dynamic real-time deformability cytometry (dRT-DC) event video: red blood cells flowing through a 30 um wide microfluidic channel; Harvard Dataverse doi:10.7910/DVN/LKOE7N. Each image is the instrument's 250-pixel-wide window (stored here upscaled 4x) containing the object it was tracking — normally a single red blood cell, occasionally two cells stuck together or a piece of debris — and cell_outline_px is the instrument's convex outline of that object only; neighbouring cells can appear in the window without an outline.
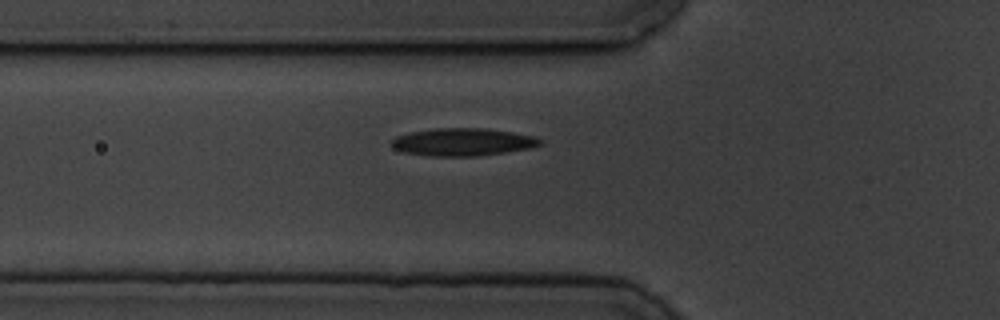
{"species": "common noctule bat (a hibernating species)", "species_latin": "Nyctalus noctula", "temperature_condition": "cold", "stored_images_in_passage": 3, "camera_frame_rate_fps": 3000, "um_per_image_px": 0.085, "animal": {"sex": "male", "body_mass_g": 19.5, "forearm_length_mm": 54.6}, "frame": {"image": 1, "passage_image": 3, "time_ms": 2.333, "image_size_px": [1000, 320], "cell_outline_px": [[544, 140], [540, 144], [528, 148], [504, 152], [476, 156], [432, 156], [404, 152], [392, 148], [392, 140], [396, 136], [412, 132], [436, 128], [484, 128], [512, 132], [532, 136]], "centroid_in_image_um": [39.31, 12.07], "position_along_channel_um": 86.5, "area_um2": 23.64}}